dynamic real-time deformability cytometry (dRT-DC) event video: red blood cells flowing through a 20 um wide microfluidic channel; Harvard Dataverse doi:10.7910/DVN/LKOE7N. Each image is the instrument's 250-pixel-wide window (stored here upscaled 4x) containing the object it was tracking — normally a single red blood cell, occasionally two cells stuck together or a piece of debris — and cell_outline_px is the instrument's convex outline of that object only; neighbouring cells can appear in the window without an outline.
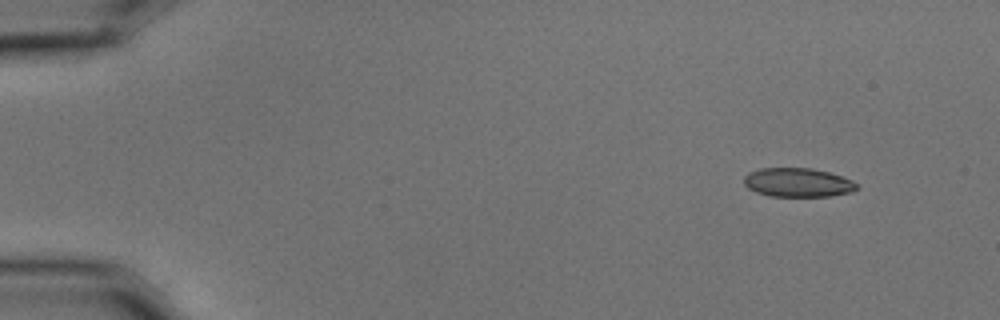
{"species": "common noctule bat (a hibernating species)", "species_latin": "Nyctalus noctula", "temperature_condition": "cold", "stored_images_in_passage": 6, "camera_frame_rate_fps": 3000, "um_per_image_px": 0.085, "animal": {"sex": "male", "body_mass_g": 15.6}, "frame": {"image": 1, "passage_image": 2, "time_ms": 0.333, "image_size_px": [1000, 320], "cell_outline_px": [[860, 188], [852, 192], [828, 196], [772, 196], [756, 192], [748, 188], [744, 184], [744, 176], [748, 172], [760, 168], [812, 168], [828, 172], [852, 180]], "centroid_in_image_um": [67.8, 15.51], "position_along_channel_um": 17.2, "area_um2": 19.02}}
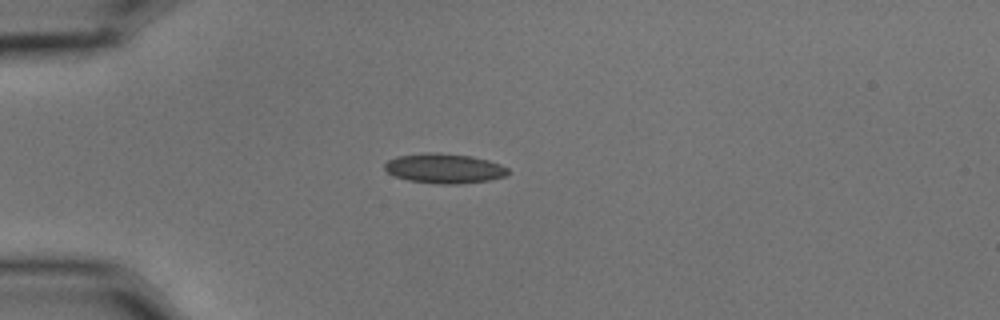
{"frame": {"image": 2, "passage_image": 5, "time_ms": 1.333, "image_size_px": [1000, 320], "cell_outline_px": [[508, 176], [492, 180], [460, 184], [440, 184], [408, 180], [396, 176], [388, 172], [384, 168], [384, 164], [388, 160], [396, 156], [424, 152], [440, 152], [472, 156], [488, 160], [500, 164], [508, 168]], "centroid_in_image_um": [37.79, 14.31], "position_along_channel_um": 47.2, "area_um2": 21.68}}